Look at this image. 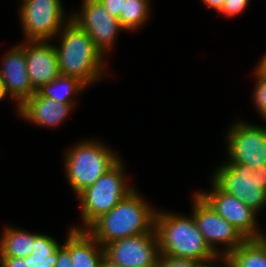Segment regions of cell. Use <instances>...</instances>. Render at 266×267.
Returning a JSON list of instances; mask_svg holds the SVG:
<instances>
[{
	"label": "cell",
	"mask_w": 266,
	"mask_h": 267,
	"mask_svg": "<svg viewBox=\"0 0 266 267\" xmlns=\"http://www.w3.org/2000/svg\"><path fill=\"white\" fill-rule=\"evenodd\" d=\"M47 42L27 41V44L24 45L27 71L32 88L35 91L60 75L55 46Z\"/></svg>",
	"instance_id": "obj_13"
},
{
	"label": "cell",
	"mask_w": 266,
	"mask_h": 267,
	"mask_svg": "<svg viewBox=\"0 0 266 267\" xmlns=\"http://www.w3.org/2000/svg\"><path fill=\"white\" fill-rule=\"evenodd\" d=\"M7 94L5 87H4V83L0 78V100L3 99V97H5V95Z\"/></svg>",
	"instance_id": "obj_33"
},
{
	"label": "cell",
	"mask_w": 266,
	"mask_h": 267,
	"mask_svg": "<svg viewBox=\"0 0 266 267\" xmlns=\"http://www.w3.org/2000/svg\"><path fill=\"white\" fill-rule=\"evenodd\" d=\"M156 213L133 190L86 230L104 247L117 239L155 233Z\"/></svg>",
	"instance_id": "obj_1"
},
{
	"label": "cell",
	"mask_w": 266,
	"mask_h": 267,
	"mask_svg": "<svg viewBox=\"0 0 266 267\" xmlns=\"http://www.w3.org/2000/svg\"><path fill=\"white\" fill-rule=\"evenodd\" d=\"M66 241L63 245L70 251L73 267L100 266L105 255L104 247L87 230L78 227L72 228ZM96 247H100V249H96Z\"/></svg>",
	"instance_id": "obj_16"
},
{
	"label": "cell",
	"mask_w": 266,
	"mask_h": 267,
	"mask_svg": "<svg viewBox=\"0 0 266 267\" xmlns=\"http://www.w3.org/2000/svg\"><path fill=\"white\" fill-rule=\"evenodd\" d=\"M202 1L206 4L207 7L214 8L218 12L221 10V8L225 3V0H202Z\"/></svg>",
	"instance_id": "obj_29"
},
{
	"label": "cell",
	"mask_w": 266,
	"mask_h": 267,
	"mask_svg": "<svg viewBox=\"0 0 266 267\" xmlns=\"http://www.w3.org/2000/svg\"><path fill=\"white\" fill-rule=\"evenodd\" d=\"M210 193H198L221 217L238 229L246 238H262L257 230L256 213L235 196L221 190L214 182Z\"/></svg>",
	"instance_id": "obj_12"
},
{
	"label": "cell",
	"mask_w": 266,
	"mask_h": 267,
	"mask_svg": "<svg viewBox=\"0 0 266 267\" xmlns=\"http://www.w3.org/2000/svg\"><path fill=\"white\" fill-rule=\"evenodd\" d=\"M193 217L209 247L219 254L214 243L226 244L227 250L219 254L227 262L226 255L241 245L246 238L233 225L221 217L199 194L194 196Z\"/></svg>",
	"instance_id": "obj_8"
},
{
	"label": "cell",
	"mask_w": 266,
	"mask_h": 267,
	"mask_svg": "<svg viewBox=\"0 0 266 267\" xmlns=\"http://www.w3.org/2000/svg\"><path fill=\"white\" fill-rule=\"evenodd\" d=\"M99 267H122L121 265L112 262L105 255L103 256Z\"/></svg>",
	"instance_id": "obj_30"
},
{
	"label": "cell",
	"mask_w": 266,
	"mask_h": 267,
	"mask_svg": "<svg viewBox=\"0 0 266 267\" xmlns=\"http://www.w3.org/2000/svg\"><path fill=\"white\" fill-rule=\"evenodd\" d=\"M0 78L7 94L18 100V107L36 91L32 88L27 71L24 45L16 46L3 59Z\"/></svg>",
	"instance_id": "obj_14"
},
{
	"label": "cell",
	"mask_w": 266,
	"mask_h": 267,
	"mask_svg": "<svg viewBox=\"0 0 266 267\" xmlns=\"http://www.w3.org/2000/svg\"><path fill=\"white\" fill-rule=\"evenodd\" d=\"M81 12V14L72 15L70 20L85 30L96 47L104 54L107 49H111L117 32L125 29L98 0H83Z\"/></svg>",
	"instance_id": "obj_11"
},
{
	"label": "cell",
	"mask_w": 266,
	"mask_h": 267,
	"mask_svg": "<svg viewBox=\"0 0 266 267\" xmlns=\"http://www.w3.org/2000/svg\"><path fill=\"white\" fill-rule=\"evenodd\" d=\"M212 182L255 212L266 205V192L260 189L258 172L247 165L226 163L216 171Z\"/></svg>",
	"instance_id": "obj_6"
},
{
	"label": "cell",
	"mask_w": 266,
	"mask_h": 267,
	"mask_svg": "<svg viewBox=\"0 0 266 267\" xmlns=\"http://www.w3.org/2000/svg\"><path fill=\"white\" fill-rule=\"evenodd\" d=\"M226 258V267H266V236L246 239Z\"/></svg>",
	"instance_id": "obj_17"
},
{
	"label": "cell",
	"mask_w": 266,
	"mask_h": 267,
	"mask_svg": "<svg viewBox=\"0 0 266 267\" xmlns=\"http://www.w3.org/2000/svg\"><path fill=\"white\" fill-rule=\"evenodd\" d=\"M264 76H266V55L262 58L261 62L257 65V68Z\"/></svg>",
	"instance_id": "obj_32"
},
{
	"label": "cell",
	"mask_w": 266,
	"mask_h": 267,
	"mask_svg": "<svg viewBox=\"0 0 266 267\" xmlns=\"http://www.w3.org/2000/svg\"><path fill=\"white\" fill-rule=\"evenodd\" d=\"M160 254L167 257L206 260L216 255L206 243L193 216L156 213L154 227Z\"/></svg>",
	"instance_id": "obj_3"
},
{
	"label": "cell",
	"mask_w": 266,
	"mask_h": 267,
	"mask_svg": "<svg viewBox=\"0 0 266 267\" xmlns=\"http://www.w3.org/2000/svg\"><path fill=\"white\" fill-rule=\"evenodd\" d=\"M20 9L27 41H49L62 32L64 11L60 0H23Z\"/></svg>",
	"instance_id": "obj_7"
},
{
	"label": "cell",
	"mask_w": 266,
	"mask_h": 267,
	"mask_svg": "<svg viewBox=\"0 0 266 267\" xmlns=\"http://www.w3.org/2000/svg\"><path fill=\"white\" fill-rule=\"evenodd\" d=\"M147 0H125L123 12L118 19L125 30L137 28L145 22L148 17Z\"/></svg>",
	"instance_id": "obj_21"
},
{
	"label": "cell",
	"mask_w": 266,
	"mask_h": 267,
	"mask_svg": "<svg viewBox=\"0 0 266 267\" xmlns=\"http://www.w3.org/2000/svg\"><path fill=\"white\" fill-rule=\"evenodd\" d=\"M255 73L259 80L254 90V100L261 116L266 119V76L258 69Z\"/></svg>",
	"instance_id": "obj_22"
},
{
	"label": "cell",
	"mask_w": 266,
	"mask_h": 267,
	"mask_svg": "<svg viewBox=\"0 0 266 267\" xmlns=\"http://www.w3.org/2000/svg\"><path fill=\"white\" fill-rule=\"evenodd\" d=\"M106 9V11L119 19L121 13L123 12V6L125 0H98Z\"/></svg>",
	"instance_id": "obj_25"
},
{
	"label": "cell",
	"mask_w": 266,
	"mask_h": 267,
	"mask_svg": "<svg viewBox=\"0 0 266 267\" xmlns=\"http://www.w3.org/2000/svg\"><path fill=\"white\" fill-rule=\"evenodd\" d=\"M255 171L258 172L260 189L266 192V164H264V167H259Z\"/></svg>",
	"instance_id": "obj_28"
},
{
	"label": "cell",
	"mask_w": 266,
	"mask_h": 267,
	"mask_svg": "<svg viewBox=\"0 0 266 267\" xmlns=\"http://www.w3.org/2000/svg\"><path fill=\"white\" fill-rule=\"evenodd\" d=\"M118 161L117 156L96 142L87 141L75 145L65 158L70 185L78 195Z\"/></svg>",
	"instance_id": "obj_4"
},
{
	"label": "cell",
	"mask_w": 266,
	"mask_h": 267,
	"mask_svg": "<svg viewBox=\"0 0 266 267\" xmlns=\"http://www.w3.org/2000/svg\"><path fill=\"white\" fill-rule=\"evenodd\" d=\"M57 259L55 267H73L70 251L64 245L57 249Z\"/></svg>",
	"instance_id": "obj_27"
},
{
	"label": "cell",
	"mask_w": 266,
	"mask_h": 267,
	"mask_svg": "<svg viewBox=\"0 0 266 267\" xmlns=\"http://www.w3.org/2000/svg\"><path fill=\"white\" fill-rule=\"evenodd\" d=\"M122 167V162L119 160L94 184L77 195L82 205L81 214L86 226L85 230L134 190L126 186Z\"/></svg>",
	"instance_id": "obj_5"
},
{
	"label": "cell",
	"mask_w": 266,
	"mask_h": 267,
	"mask_svg": "<svg viewBox=\"0 0 266 267\" xmlns=\"http://www.w3.org/2000/svg\"><path fill=\"white\" fill-rule=\"evenodd\" d=\"M85 87L86 85L78 78L60 74L53 81L43 85L37 92L41 96L50 97L57 102L74 105L71 98Z\"/></svg>",
	"instance_id": "obj_19"
},
{
	"label": "cell",
	"mask_w": 266,
	"mask_h": 267,
	"mask_svg": "<svg viewBox=\"0 0 266 267\" xmlns=\"http://www.w3.org/2000/svg\"><path fill=\"white\" fill-rule=\"evenodd\" d=\"M196 260L167 257L160 254L156 267H194Z\"/></svg>",
	"instance_id": "obj_23"
},
{
	"label": "cell",
	"mask_w": 266,
	"mask_h": 267,
	"mask_svg": "<svg viewBox=\"0 0 266 267\" xmlns=\"http://www.w3.org/2000/svg\"><path fill=\"white\" fill-rule=\"evenodd\" d=\"M104 254L122 267H156L160 251L156 233H145L106 244Z\"/></svg>",
	"instance_id": "obj_10"
},
{
	"label": "cell",
	"mask_w": 266,
	"mask_h": 267,
	"mask_svg": "<svg viewBox=\"0 0 266 267\" xmlns=\"http://www.w3.org/2000/svg\"><path fill=\"white\" fill-rule=\"evenodd\" d=\"M249 0H225V3L219 12L227 16H235L241 13L247 6Z\"/></svg>",
	"instance_id": "obj_24"
},
{
	"label": "cell",
	"mask_w": 266,
	"mask_h": 267,
	"mask_svg": "<svg viewBox=\"0 0 266 267\" xmlns=\"http://www.w3.org/2000/svg\"><path fill=\"white\" fill-rule=\"evenodd\" d=\"M68 20L60 34L61 45L55 46L60 74L76 77L87 86L103 75V54L85 30Z\"/></svg>",
	"instance_id": "obj_2"
},
{
	"label": "cell",
	"mask_w": 266,
	"mask_h": 267,
	"mask_svg": "<svg viewBox=\"0 0 266 267\" xmlns=\"http://www.w3.org/2000/svg\"><path fill=\"white\" fill-rule=\"evenodd\" d=\"M217 258H218V254H216L214 257L206 259V260L196 261L194 263V267H212L211 265L207 266L206 263L209 264L211 261L216 260Z\"/></svg>",
	"instance_id": "obj_31"
},
{
	"label": "cell",
	"mask_w": 266,
	"mask_h": 267,
	"mask_svg": "<svg viewBox=\"0 0 266 267\" xmlns=\"http://www.w3.org/2000/svg\"><path fill=\"white\" fill-rule=\"evenodd\" d=\"M59 244L52 237L34 234V249L30 255L31 267H55Z\"/></svg>",
	"instance_id": "obj_20"
},
{
	"label": "cell",
	"mask_w": 266,
	"mask_h": 267,
	"mask_svg": "<svg viewBox=\"0 0 266 267\" xmlns=\"http://www.w3.org/2000/svg\"><path fill=\"white\" fill-rule=\"evenodd\" d=\"M0 267H31L30 255L25 258L0 257Z\"/></svg>",
	"instance_id": "obj_26"
},
{
	"label": "cell",
	"mask_w": 266,
	"mask_h": 267,
	"mask_svg": "<svg viewBox=\"0 0 266 267\" xmlns=\"http://www.w3.org/2000/svg\"><path fill=\"white\" fill-rule=\"evenodd\" d=\"M0 239V257L25 258L34 249V234L27 231L6 228Z\"/></svg>",
	"instance_id": "obj_18"
},
{
	"label": "cell",
	"mask_w": 266,
	"mask_h": 267,
	"mask_svg": "<svg viewBox=\"0 0 266 267\" xmlns=\"http://www.w3.org/2000/svg\"><path fill=\"white\" fill-rule=\"evenodd\" d=\"M72 108L73 105L43 97L36 91L18 107V112L32 123L48 127L62 122Z\"/></svg>",
	"instance_id": "obj_15"
},
{
	"label": "cell",
	"mask_w": 266,
	"mask_h": 267,
	"mask_svg": "<svg viewBox=\"0 0 266 267\" xmlns=\"http://www.w3.org/2000/svg\"><path fill=\"white\" fill-rule=\"evenodd\" d=\"M228 133L227 163H241L253 170L266 164V128L236 123Z\"/></svg>",
	"instance_id": "obj_9"
}]
</instances>
